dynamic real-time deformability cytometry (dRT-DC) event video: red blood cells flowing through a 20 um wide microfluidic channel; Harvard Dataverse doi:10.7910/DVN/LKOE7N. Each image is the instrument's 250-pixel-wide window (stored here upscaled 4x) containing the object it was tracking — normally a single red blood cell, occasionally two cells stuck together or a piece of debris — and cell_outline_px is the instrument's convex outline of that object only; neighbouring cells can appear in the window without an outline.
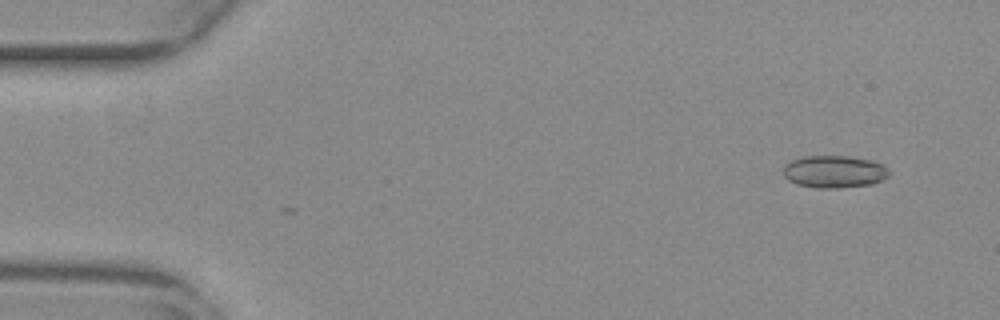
{"species": "common noctule bat (a hibernating species)", "species_latin": "Nyctalus noctula", "temperature_condition": "warm", "stored_images_in_passage": 5, "camera_frame_rate_fps": 3000, "um_per_image_px": 0.085, "animal": {"sex": "female", "body_mass_g": 29.2, "forearm_length_mm": 56.3}, "frame": {"image": 1, "passage_image": 5, "time_ms": 1.333, "image_size_px": [1000, 320], "cell_outline_px": [[888, 176], [872, 184], [840, 188], [816, 188], [796, 184], [788, 180], [784, 176], [784, 168], [792, 160], [804, 156], [848, 156], [872, 160], [880, 164], [888, 172]], "centroid_in_image_um": [70.88, 14.6], "position_along_channel_um": 14.1, "area_um2": 19.71}}